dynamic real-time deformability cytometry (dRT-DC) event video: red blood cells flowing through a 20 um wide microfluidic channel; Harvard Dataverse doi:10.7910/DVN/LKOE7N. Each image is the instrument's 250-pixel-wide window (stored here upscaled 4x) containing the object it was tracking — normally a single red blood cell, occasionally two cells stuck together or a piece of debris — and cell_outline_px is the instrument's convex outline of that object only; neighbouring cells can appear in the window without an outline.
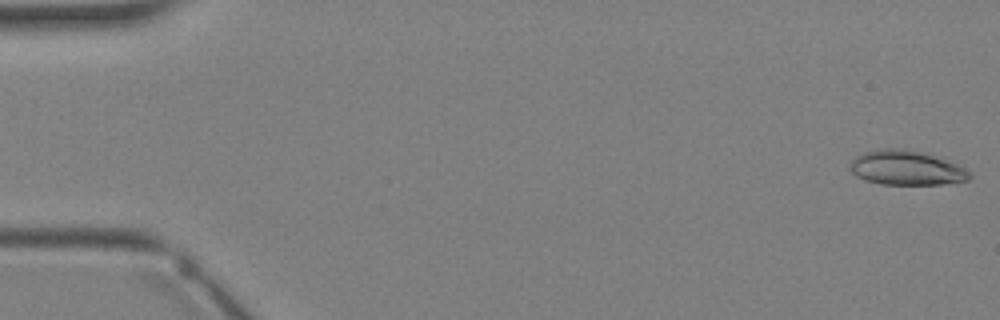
{"species": "Egyptian fruit bat (a non-hibernating species)", "species_latin": "Rousettus aegyptiacus", "temperature_condition": "warm", "stored_images_in_passage": 4, "segment_of_instrument_passage": [2, 2], "camera_frame_rate_fps": 3000, "um_per_image_px": 0.085, "animal": {"sex": "female"}, "frame": {"image": 1, "passage_image": 4, "time_ms": 3.333, "image_size_px": [1000, 320], "cell_outline_px": [[972, 176], [968, 180], [940, 184], [880, 184], [864, 180], [856, 176], [848, 168], [852, 160], [856, 156], [864, 152], [880, 148], [908, 148], [956, 164], [972, 172]], "centroid_in_image_um": [76.99, 14.27], "position_along_channel_um": 8.0, "area_um2": 23.99}}